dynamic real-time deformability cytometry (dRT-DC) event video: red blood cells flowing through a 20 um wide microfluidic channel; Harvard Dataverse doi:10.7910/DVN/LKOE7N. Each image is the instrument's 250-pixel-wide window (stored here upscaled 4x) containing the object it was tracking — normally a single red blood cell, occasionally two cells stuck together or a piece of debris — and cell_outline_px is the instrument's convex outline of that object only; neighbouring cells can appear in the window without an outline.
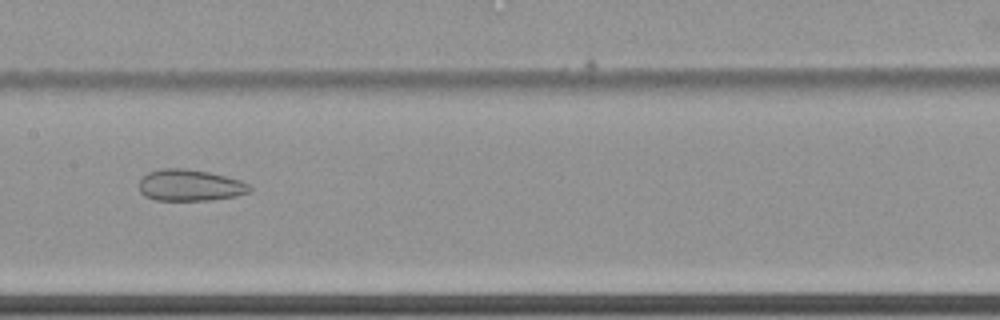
{"species": "common noctule bat (a hibernating species)", "species_latin": "Nyctalus noctula", "temperature_condition": "cold", "stored_images_in_passage": 62, "camera_frame_rate_fps": 3000, "um_per_image_px": 0.085, "animal": {"sex": "female", "body_mass_g": 22.7, "forearm_length_mm": 54.2}, "frame": {"image": 1, "passage_image": 34, "time_ms": 11.0, "image_size_px": [1000, 320], "cell_outline_px": [[252, 192], [236, 196], [212, 200], [156, 200], [144, 196], [140, 192], [140, 180], [148, 172], [160, 168], [184, 168], [208, 172], [240, 180], [248, 184], [252, 188]], "centroid_in_image_um": [16.16, 15.75], "position_along_channel_um": 191.2, "area_um2": 20.35}}
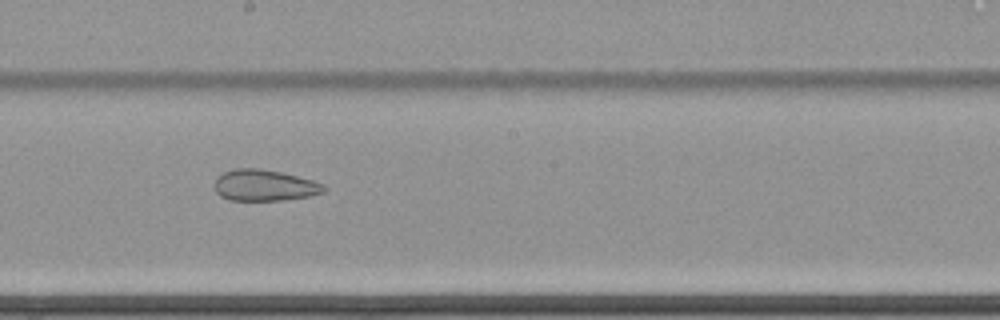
{"frame": {"image": 2, "passage_image": 37, "time_ms": 12.0, "image_size_px": [1000, 320], "cell_outline_px": [[328, 188], [324, 192], [312, 196], [284, 200], [228, 200], [220, 196], [216, 192], [216, 176], [224, 172], [236, 168], [260, 168], [280, 172], [312, 180], [324, 184]], "centroid_in_image_um": [22.5, 15.76], "position_along_channel_um": 225.7, "area_um2": 20.0}}
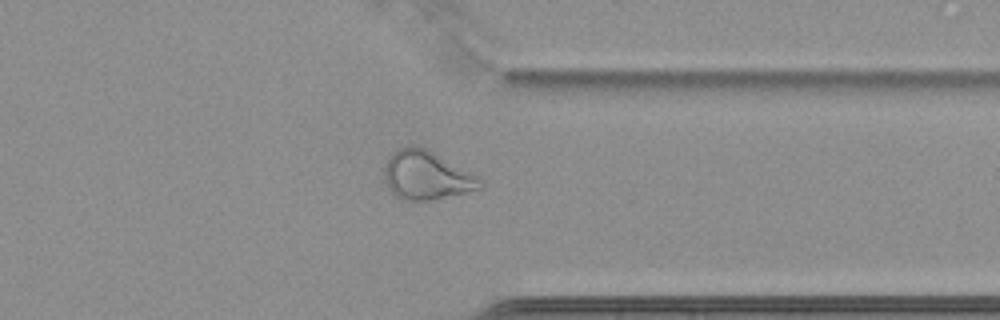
{"frame": {"image": 3, "passage_image": 50, "time_ms": 16.333, "image_size_px": [1000, 320], "cell_outline_px": [[484, 188], [468, 192], [428, 200], [400, 200], [388, 188], [384, 176], [384, 168], [392, 152], [396, 148], [412, 144], [416, 144], [480, 176], [484, 180]], "centroid_in_image_um": [36.28, 14.9], "position_along_channel_um": 375.1, "area_um2": 27.4}}